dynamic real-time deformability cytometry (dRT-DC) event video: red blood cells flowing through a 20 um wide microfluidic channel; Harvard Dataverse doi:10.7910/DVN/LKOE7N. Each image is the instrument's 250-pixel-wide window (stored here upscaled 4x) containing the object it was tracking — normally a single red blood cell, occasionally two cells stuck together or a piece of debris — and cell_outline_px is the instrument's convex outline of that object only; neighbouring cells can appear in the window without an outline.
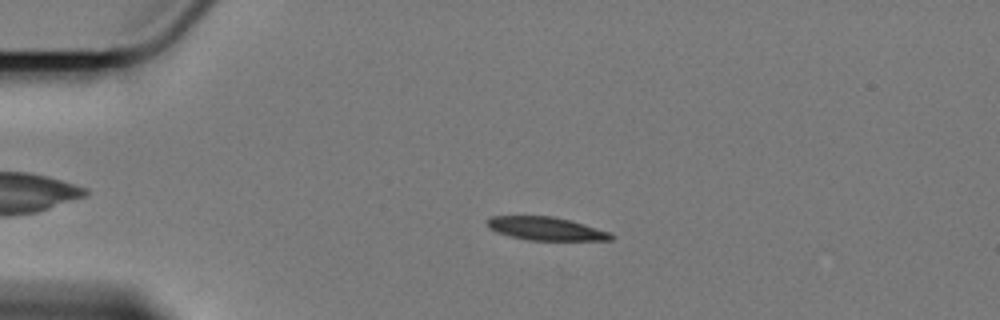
{"species": "Egyptian fruit bat (a non-hibernating species)", "species_latin": "Rousettus aegyptiacus", "temperature_condition": "cold", "stored_images_in_passage": 58, "camera_frame_rate_fps": 3000, "um_per_image_px": 0.085, "animal": {"sex": "female"}, "frame": {"image": 1, "passage_image": 13, "time_ms": 4.0, "image_size_px": [1000, 320], "cell_outline_px": [[616, 236], [612, 240], [528, 240], [496, 232], [488, 228], [488, 220], [492, 216], [552, 216], [584, 224], [608, 232]], "centroid_in_image_um": [46.41, 19.44], "position_along_channel_um": 38.6, "area_um2": 16.53}}
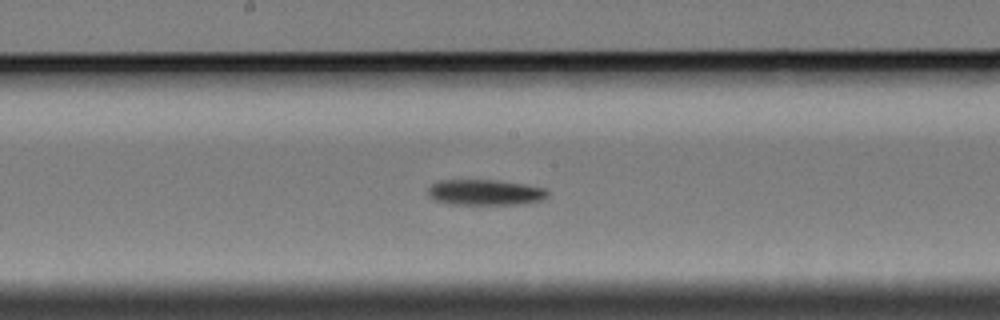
{"frame": {"image": 2, "passage_image": 31, "time_ms": 10.0, "image_size_px": [1000, 320], "cell_outline_px": [[548, 196], [540, 200], [520, 204], [452, 204], [436, 200], [428, 196], [428, 188], [436, 180], [496, 180], [524, 184], [548, 188]], "centroid_in_image_um": [41.24, 16.34], "position_along_channel_um": 207.0, "area_um2": 17.92}}
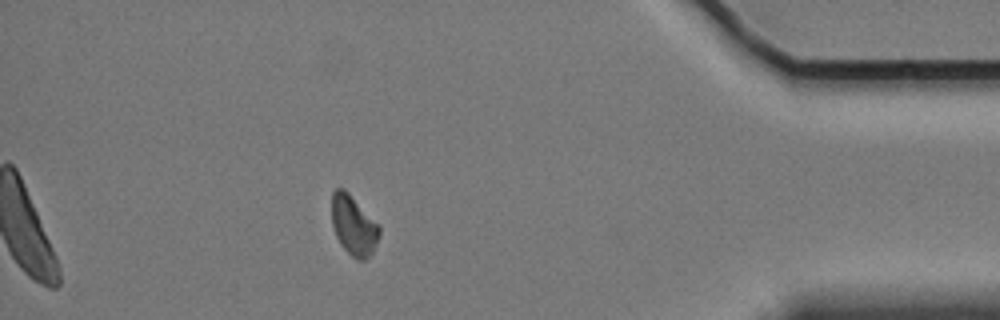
{"frame": {"image": 3, "passage_image": 52, "time_ms": 17.0, "image_size_px": [1000, 320], "cell_outline_px": [[380, 236], [372, 252], [364, 260], [356, 260], [340, 244], [336, 236], [332, 224], [332, 192], [336, 188], [344, 188], [380, 224]], "centroid_in_image_um": [30.07, 19.14], "position_along_channel_um": 405.1, "area_um2": 16.7}, "authors_computed_cell_mechanics": {"area_um2": 17.051, "velocity_mm_per_s": 3.3992, "shape_relaxation_time_tau1_ms": 7.3241, "shape_relaxation_time_tau2_ms": null, "deformation_change_tau1": 0.1137, "deformation_change_tau2": null}}